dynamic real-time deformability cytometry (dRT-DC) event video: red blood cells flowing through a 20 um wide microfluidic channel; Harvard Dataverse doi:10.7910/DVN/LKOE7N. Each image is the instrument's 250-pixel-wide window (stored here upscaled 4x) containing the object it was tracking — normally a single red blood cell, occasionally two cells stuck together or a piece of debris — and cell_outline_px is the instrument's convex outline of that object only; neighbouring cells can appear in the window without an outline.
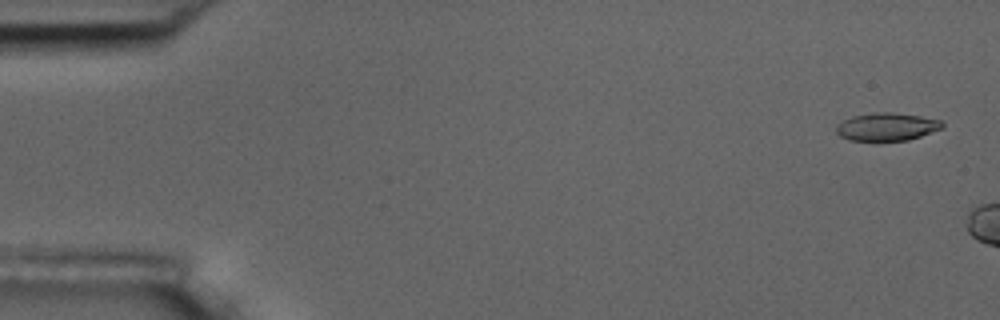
{"species": "common noctule bat (a hibernating species)", "species_latin": "Nyctalus noctula", "temperature_condition": "room temperature", "stored_images_in_passage": 6, "camera_frame_rate_fps": 3000, "um_per_image_px": 0.085, "animal": {"sex": "male", "body_mass_g": 17.5, "forearm_length_mm": 52.3}, "frame": {"image": 1, "passage_image": 1, "time_ms": 0.0, "image_size_px": [1000, 320], "cell_outline_px": [[944, 128], [908, 140], [848, 140], [840, 136], [836, 132], [836, 124], [852, 116], [872, 112], [892, 112], [920, 116], [940, 120], [944, 124]], "centroid_in_image_um": [75.37, 10.76], "position_along_channel_um": 9.6, "area_um2": 17.22}}